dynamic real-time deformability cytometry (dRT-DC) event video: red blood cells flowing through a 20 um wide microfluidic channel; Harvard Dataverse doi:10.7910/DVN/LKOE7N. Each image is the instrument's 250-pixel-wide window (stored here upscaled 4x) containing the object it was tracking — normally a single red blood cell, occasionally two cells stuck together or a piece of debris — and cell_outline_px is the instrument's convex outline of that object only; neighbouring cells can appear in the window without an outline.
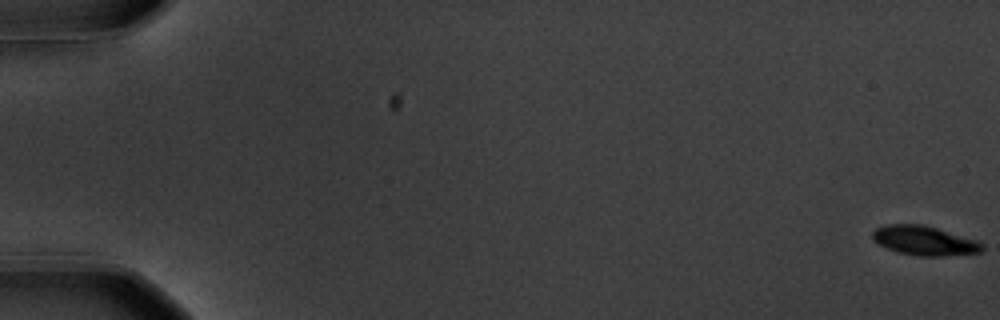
{"species": "common noctule bat (a hibernating species)", "species_latin": "Nyctalus noctula", "temperature_condition": "warm", "stored_images_in_passage": 60, "segment_of_instrument_passage": [1, 2], "camera_frame_rate_fps": 3000, "um_per_image_px": 0.085, "animal": {"sex": "male", "body_mass_g": 20.1, "forearm_length_mm": 53.5}, "frame": {"image": 1, "passage_image": 1, "time_ms": 0.0, "image_size_px": [1000, 320], "cell_outline_px": [[984, 248], [980, 252], [940, 256], [920, 256], [900, 252], [888, 248], [872, 240], [872, 232], [876, 228], [888, 224], [924, 224], [976, 240], [984, 244]], "centroid_in_image_um": [78.57, 20.44], "position_along_channel_um": 6.4, "area_um2": 18.55}}
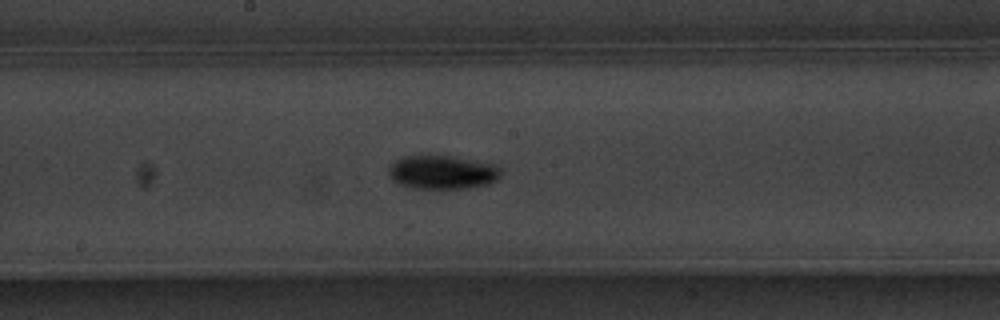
{"frame": {"image": 2, "passage_image": 33, "time_ms": 10.667, "image_size_px": [1000, 320], "cell_outline_px": [[504, 168], [500, 176], [496, 180], [488, 184], [468, 188], [412, 188], [400, 184], [392, 180], [388, 172], [388, 164], [404, 156], [456, 156], [496, 164]], "centroid_in_image_um": [37.63, 14.63], "position_along_channel_um": 210.6, "area_um2": 22.37}}
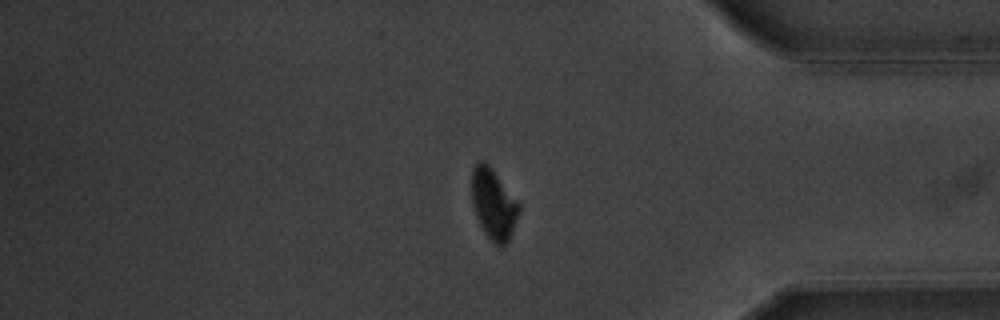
{"frame": {"image": 3, "passage_image": 50, "time_ms": 16.333, "image_size_px": [1000, 320], "cell_outline_px": [[520, 212], [508, 244], [496, 244], [484, 232], [476, 216], [472, 204], [472, 168], [476, 160], [484, 160], [492, 168], [520, 204]], "centroid_in_image_um": [41.95, 17.31], "position_along_channel_um": 393.3, "area_um2": 19.48}}